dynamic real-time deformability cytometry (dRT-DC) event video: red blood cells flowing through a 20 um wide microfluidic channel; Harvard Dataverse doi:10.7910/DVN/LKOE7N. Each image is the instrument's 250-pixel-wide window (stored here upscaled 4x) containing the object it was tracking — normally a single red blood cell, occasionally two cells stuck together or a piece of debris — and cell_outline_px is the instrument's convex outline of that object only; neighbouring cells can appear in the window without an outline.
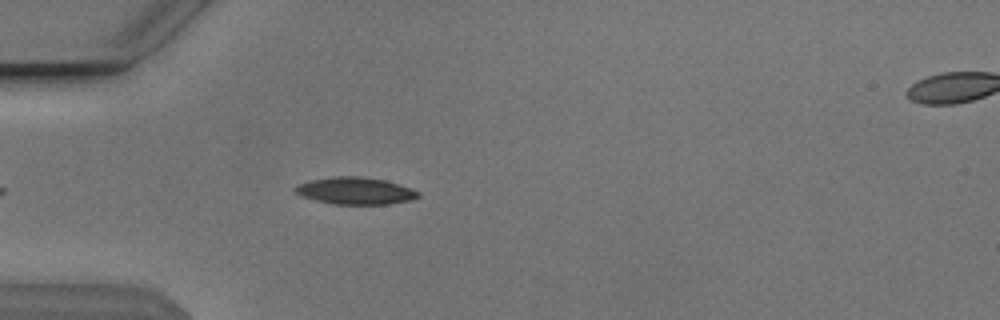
{"species": "Egyptian fruit bat (a non-hibernating species)", "species_latin": "Rousettus aegyptiacus", "temperature_condition": "cold", "stored_images_in_passage": 46, "camera_frame_rate_fps": 3000, "um_per_image_px": 0.085, "animal": {"sex": "male"}, "frame": {"image": 1, "passage_image": 8, "time_ms": 2.333, "image_size_px": [1000, 320], "cell_outline_px": [[420, 196], [412, 200], [388, 204], [332, 204], [300, 196], [292, 188], [300, 184], [312, 180], [336, 176], [356, 176], [384, 180], [420, 192]], "centroid_in_image_um": [30.19, 16.23], "position_along_channel_um": 54.8, "area_um2": 19.13}}
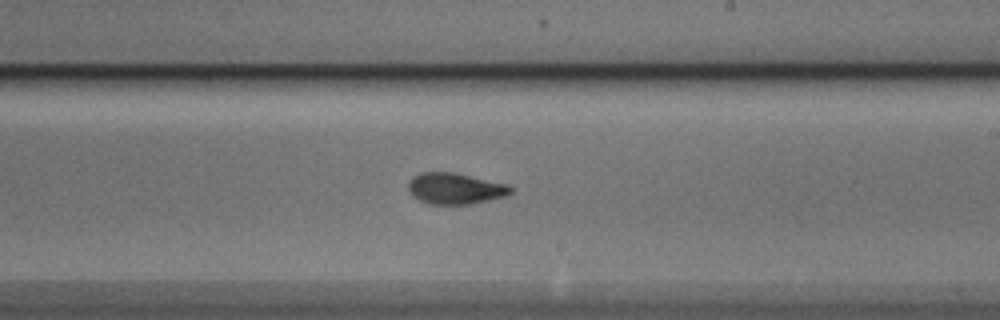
{"frame": {"image": 2, "passage_image": 24, "time_ms": 7.667, "image_size_px": [1000, 320], "cell_outline_px": [[512, 192], [504, 196], [468, 204], [428, 204], [412, 196], [408, 188], [408, 184], [420, 172], [452, 172], [508, 184], [512, 188]], "centroid_in_image_um": [38.68, 16.02], "position_along_channel_um": 250.3, "area_um2": 18.26}}
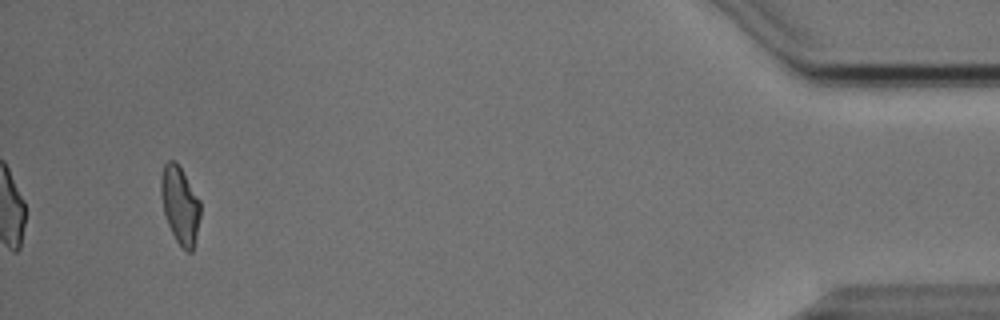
{"frame": {"image": 3, "passage_image": 43, "time_ms": 14.0, "image_size_px": [1000, 320], "cell_outline_px": [[200, 216], [196, 236], [192, 252], [188, 252], [176, 240], [168, 224], [164, 212], [160, 192], [160, 180], [164, 164], [168, 160], [176, 160], [200, 200]], "centroid_in_image_um": [15.29, 17.39], "position_along_channel_um": 419.9, "area_um2": 17.63}, "authors_computed_cell_mechanics": {"area_um2": 18.2648, "velocity_mm_per_s": 3.84, "shape_relaxation_time_tau1_ms": 4.5579, "shape_relaxation_time_tau2_ms": 2.8489, "deformation_change_tau1": 0.1526, "deformation_change_tau2": 0.0801}}